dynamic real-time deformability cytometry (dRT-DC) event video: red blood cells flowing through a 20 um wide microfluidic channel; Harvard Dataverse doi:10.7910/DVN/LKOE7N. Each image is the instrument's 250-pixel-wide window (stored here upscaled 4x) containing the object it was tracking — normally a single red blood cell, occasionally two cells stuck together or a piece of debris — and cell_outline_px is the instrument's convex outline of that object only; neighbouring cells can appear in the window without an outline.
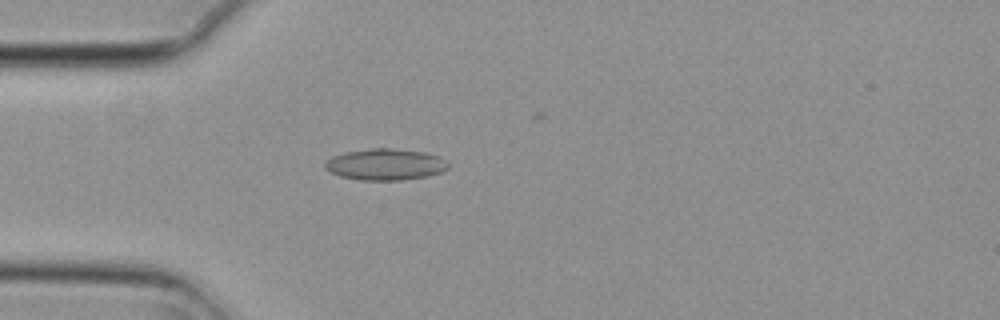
{"species": "common noctule bat (a hibernating species)", "species_latin": "Nyctalus noctula", "temperature_condition": "cold", "stored_images_in_passage": 5, "camera_frame_rate_fps": 3000, "um_per_image_px": 0.085, "animal": {"sex": "female", "body_mass_g": 29.2, "forearm_length_mm": 56.3}, "frame": {"image": 1, "passage_image": 4, "time_ms": 1.0, "image_size_px": [1000, 320], "cell_outline_px": [[448, 168], [440, 172], [428, 176], [400, 180], [360, 180], [340, 176], [324, 168], [324, 160], [332, 156], [344, 152], [372, 148], [388, 148], [424, 152], [440, 156], [448, 160]], "centroid_in_image_um": [32.75, 13.97], "position_along_channel_um": 52.3, "area_um2": 22.66}}